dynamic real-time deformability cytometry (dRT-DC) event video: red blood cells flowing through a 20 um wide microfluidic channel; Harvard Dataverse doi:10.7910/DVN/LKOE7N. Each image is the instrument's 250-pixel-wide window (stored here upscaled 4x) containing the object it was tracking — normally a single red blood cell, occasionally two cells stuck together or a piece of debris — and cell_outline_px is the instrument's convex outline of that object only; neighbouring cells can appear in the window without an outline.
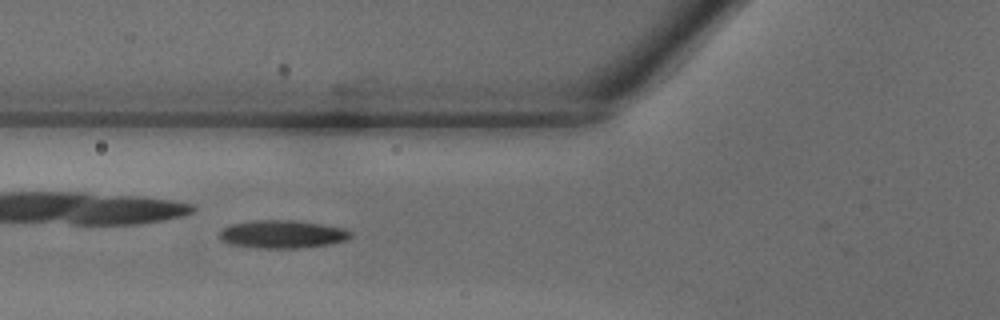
{"species": "common noctule bat (a hibernating species)", "species_latin": "Nyctalus noctula", "temperature_condition": "warm", "stored_images_in_passage": 23, "camera_frame_rate_fps": 3000, "um_per_image_px": 0.085, "animal": {"sex": "male", "body_mass_g": 18.8}, "frame": {"image": 1, "passage_image": 10, "time_ms": 3.0, "image_size_px": [1000, 320], "cell_outline_px": [[352, 236], [344, 240], [328, 244], [300, 248], [252, 248], [228, 244], [220, 240], [220, 232], [224, 228], [232, 224], [256, 220], [296, 220], [344, 228], [352, 232]], "centroid_in_image_um": [23.97, 19.91], "position_along_channel_um": 101.8, "area_um2": 21.39}}
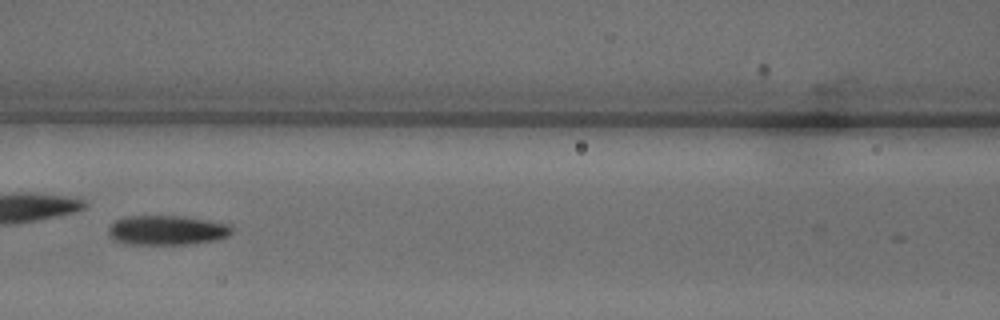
{"frame": {"image": 2, "passage_image": 13, "time_ms": 4.0, "image_size_px": [1000, 320], "cell_outline_px": [[232, 232], [228, 236], [216, 240], [196, 244], [128, 244], [112, 240], [108, 236], [108, 228], [116, 220], [128, 216], [180, 216], [228, 224], [232, 228]], "centroid_in_image_um": [14.16, 19.58], "position_along_channel_um": 152.4, "area_um2": 21.27}}